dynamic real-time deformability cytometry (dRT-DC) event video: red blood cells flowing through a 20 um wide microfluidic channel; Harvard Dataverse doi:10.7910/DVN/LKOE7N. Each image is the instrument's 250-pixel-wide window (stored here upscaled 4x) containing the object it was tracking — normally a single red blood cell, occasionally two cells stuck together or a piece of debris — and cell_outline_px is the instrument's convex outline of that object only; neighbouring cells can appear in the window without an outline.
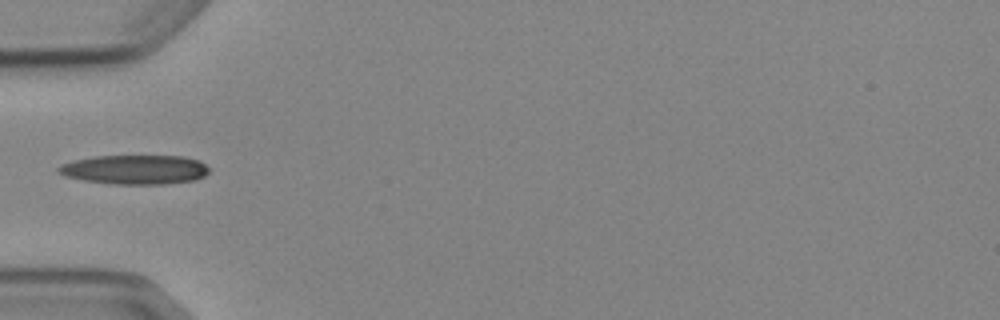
{"species": "Egyptian fruit bat (a non-hibernating species)", "species_latin": "Rousettus aegyptiacus", "temperature_condition": "cold", "stored_images_in_passage": 6, "camera_frame_rate_fps": 3000, "um_per_image_px": 0.085, "animal": {"sex": "female"}, "frame": {"image": 1, "passage_image": 5, "time_ms": 4.667, "image_size_px": [1000, 320], "cell_outline_px": [[208, 172], [204, 176], [196, 180], [164, 184], [112, 184], [84, 180], [64, 176], [56, 172], [56, 168], [60, 164], [72, 160], [96, 156], [184, 156], [200, 160], [208, 168]], "centroid_in_image_um": [11.43, 14.41], "position_along_channel_um": 73.6, "area_um2": 25.95}}
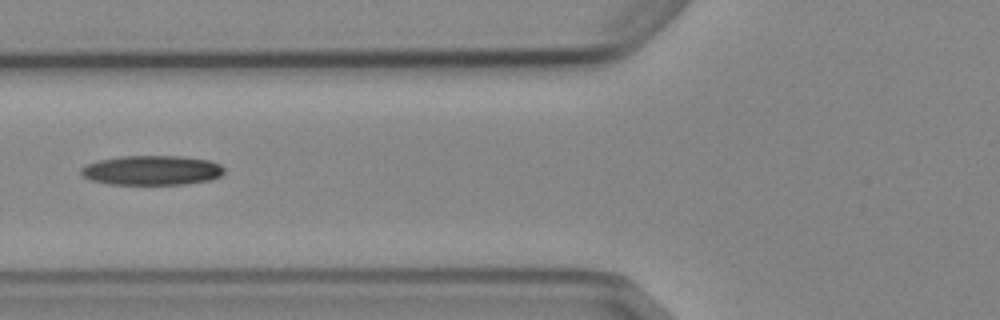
{"frame": {"image": 2, "passage_image": 6, "time_ms": 5.667, "image_size_px": [1000, 320], "cell_outline_px": [[224, 172], [220, 176], [212, 180], [184, 184], [108, 184], [92, 180], [80, 176], [80, 168], [88, 164], [100, 160], [120, 156], [180, 156], [208, 160], [220, 164], [224, 168]], "centroid_in_image_um": [12.9, 14.48], "position_along_channel_um": 112.9, "area_um2": 24.74}}